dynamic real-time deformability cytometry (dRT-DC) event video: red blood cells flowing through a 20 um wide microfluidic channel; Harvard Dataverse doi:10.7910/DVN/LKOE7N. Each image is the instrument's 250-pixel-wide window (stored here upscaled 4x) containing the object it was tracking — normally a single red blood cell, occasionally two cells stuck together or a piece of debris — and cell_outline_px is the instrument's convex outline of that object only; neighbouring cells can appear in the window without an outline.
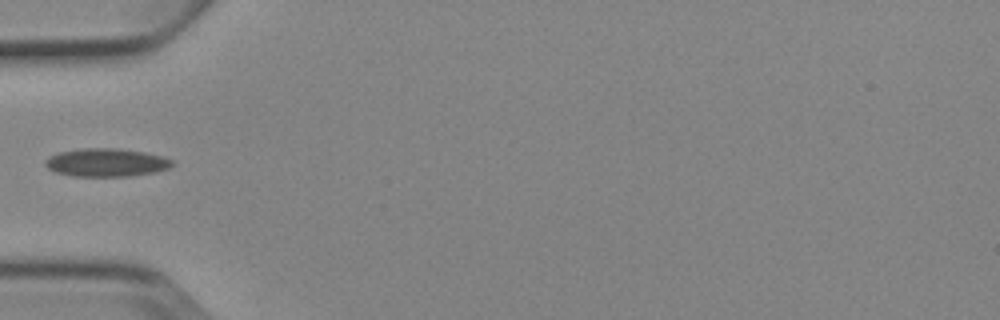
{"species": "Egyptian fruit bat (a non-hibernating species)", "species_latin": "Rousettus aegyptiacus", "temperature_condition": "cold", "stored_images_in_passage": 6, "camera_frame_rate_fps": 3000, "um_per_image_px": 0.085, "animal": {"sex": "female"}, "frame": {"image": 1, "passage_image": 5, "time_ms": 5.667, "image_size_px": [1000, 320], "cell_outline_px": [[172, 164], [168, 168], [156, 172], [132, 176], [72, 176], [56, 172], [48, 168], [44, 164], [44, 160], [48, 156], [60, 152], [84, 148], [116, 148], [144, 152], [164, 156], [172, 160]], "centroid_in_image_um": [9.02, 13.81], "position_along_channel_um": 76.0, "area_um2": 20.87}}
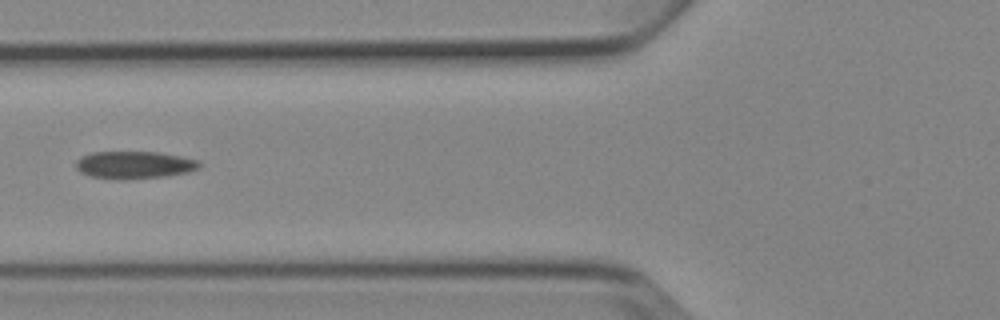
{"frame": {"image": 2, "passage_image": 6, "time_ms": 6.667, "image_size_px": [1000, 320], "cell_outline_px": [[200, 168], [188, 172], [164, 176], [124, 180], [116, 180], [88, 176], [80, 172], [76, 168], [76, 160], [92, 152], [160, 152], [180, 156], [196, 160], [200, 164]], "centroid_in_image_um": [11.38, 14.03], "position_along_channel_um": 114.4, "area_um2": 19.83}}